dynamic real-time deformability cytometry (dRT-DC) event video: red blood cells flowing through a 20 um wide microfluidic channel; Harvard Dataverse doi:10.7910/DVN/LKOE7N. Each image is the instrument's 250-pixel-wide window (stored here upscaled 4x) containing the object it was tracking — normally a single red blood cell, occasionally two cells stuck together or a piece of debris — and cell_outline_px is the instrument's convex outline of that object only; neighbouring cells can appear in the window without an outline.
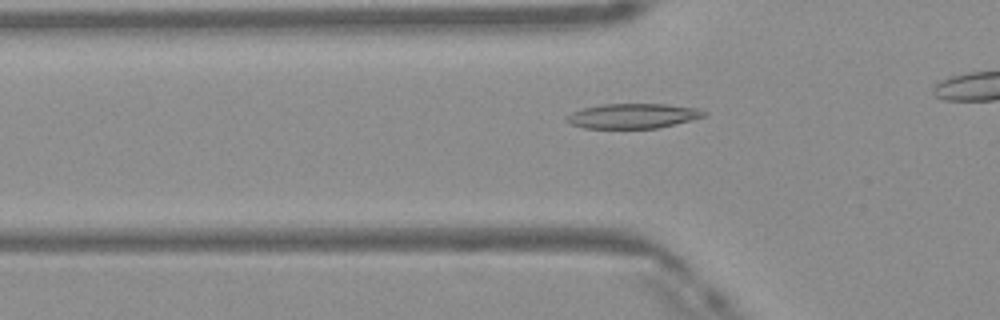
{"species": "Egyptian fruit bat (a non-hibernating species)", "species_latin": "Rousettus aegyptiacus", "temperature_condition": "warm", "stored_images_in_passage": 34, "camera_frame_rate_fps": 3000, "um_per_image_px": 0.085, "frame": {"image": 1, "passage_image": 11, "time_ms": 3.333, "image_size_px": [1000, 320], "cell_outline_px": [[708, 112], [704, 116], [692, 120], [656, 128], [584, 128], [572, 124], [564, 120], [564, 116], [572, 112], [584, 108], [604, 104], [668, 104], [696, 108]], "centroid_in_image_um": [53.78, 9.85], "position_along_channel_um": 72.0, "area_um2": 19.83}}
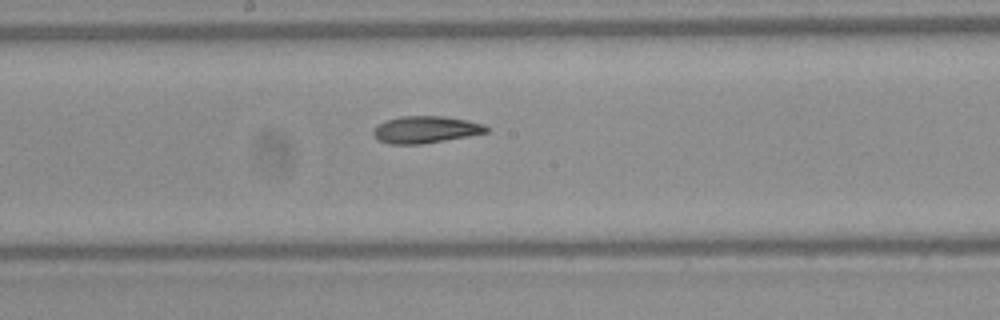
{"frame": {"image": 2, "passage_image": 21, "time_ms": 6.667, "image_size_px": [1000, 320], "cell_outline_px": [[488, 132], [468, 136], [420, 144], [388, 144], [380, 140], [372, 132], [372, 128], [388, 120], [400, 116], [444, 116], [468, 120], [484, 124], [488, 128]], "centroid_in_image_um": [36.19, 11.01], "position_along_channel_um": 212.0, "area_um2": 17.63}}
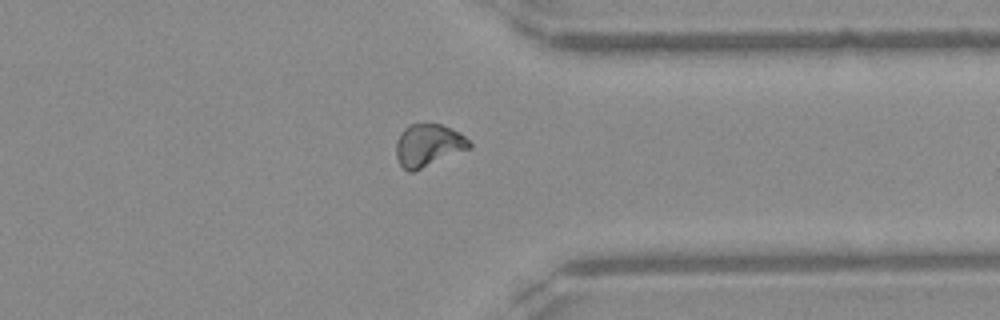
{"frame": {"image": 3, "passage_image": 33, "time_ms": 10.667, "image_size_px": [1000, 320], "cell_outline_px": [[472, 148], [412, 172], [408, 172], [400, 164], [396, 156], [396, 140], [400, 132], [408, 124], [440, 124], [452, 128], [464, 136], [472, 144]], "centroid_in_image_um": [36.4, 12.34], "position_along_channel_um": 375.0, "area_um2": 18.21}}